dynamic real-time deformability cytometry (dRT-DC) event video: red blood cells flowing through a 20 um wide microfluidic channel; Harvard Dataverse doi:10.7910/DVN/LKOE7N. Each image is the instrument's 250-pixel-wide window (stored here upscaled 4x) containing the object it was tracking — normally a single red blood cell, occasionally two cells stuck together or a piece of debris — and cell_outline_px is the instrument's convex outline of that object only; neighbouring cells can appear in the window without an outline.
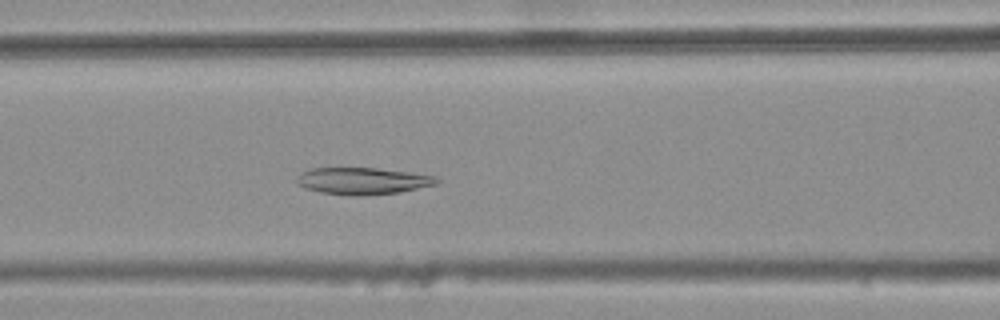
{"species": "common noctule bat (a hibernating species)", "species_latin": "Nyctalus noctula", "temperature_condition": "warm", "stored_images_in_passage": 27, "camera_frame_rate_fps": 3000, "um_per_image_px": 0.085, "animal": {"sex": "female", "body_mass_g": 25.1}, "frame": {"image": 1, "passage_image": 8, "time_ms": 2.333, "image_size_px": [1000, 320], "cell_outline_px": [[440, 180], [436, 184], [400, 192], [364, 196], [348, 196], [320, 192], [304, 188], [296, 184], [296, 176], [300, 172], [308, 168], [376, 168], [436, 176]], "centroid_in_image_um": [30.75, 15.39], "position_along_channel_um": 135.9, "area_um2": 22.14}}
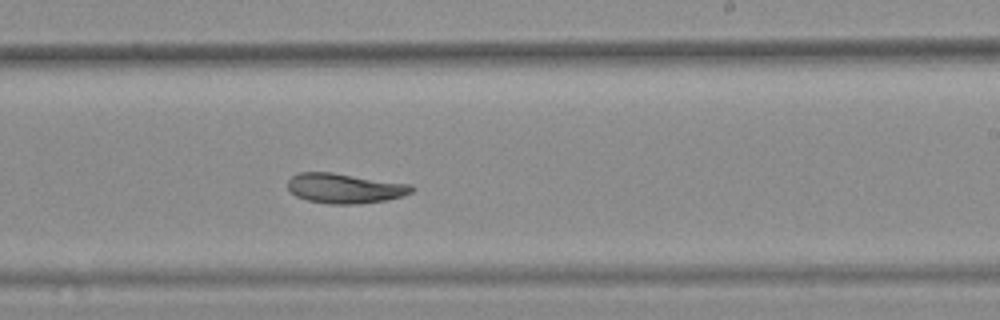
{"frame": {"image": 2, "passage_image": 18, "time_ms": 5.667, "image_size_px": [1000, 320], "cell_outline_px": [[416, 188], [412, 192], [400, 196], [384, 200], [360, 204], [328, 204], [308, 200], [296, 196], [288, 188], [288, 180], [292, 176], [300, 172], [332, 172], [412, 184]], "centroid_in_image_um": [29.32, 16.0], "position_along_channel_um": 259.7, "area_um2": 21.62}}
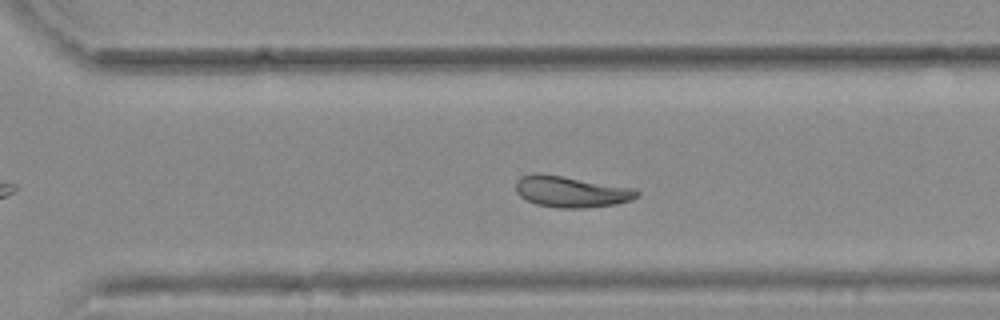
{"frame": {"image": 3, "passage_image": 23, "time_ms": 7.333, "image_size_px": [1000, 320], "cell_outline_px": [[640, 196], [632, 200], [616, 204], [584, 208], [560, 208], [536, 204], [520, 196], [516, 192], [516, 180], [520, 176], [536, 172], [540, 172], [636, 188], [640, 192]], "centroid_in_image_um": [48.57, 16.28], "position_along_channel_um": 322.0, "area_um2": 22.37}}